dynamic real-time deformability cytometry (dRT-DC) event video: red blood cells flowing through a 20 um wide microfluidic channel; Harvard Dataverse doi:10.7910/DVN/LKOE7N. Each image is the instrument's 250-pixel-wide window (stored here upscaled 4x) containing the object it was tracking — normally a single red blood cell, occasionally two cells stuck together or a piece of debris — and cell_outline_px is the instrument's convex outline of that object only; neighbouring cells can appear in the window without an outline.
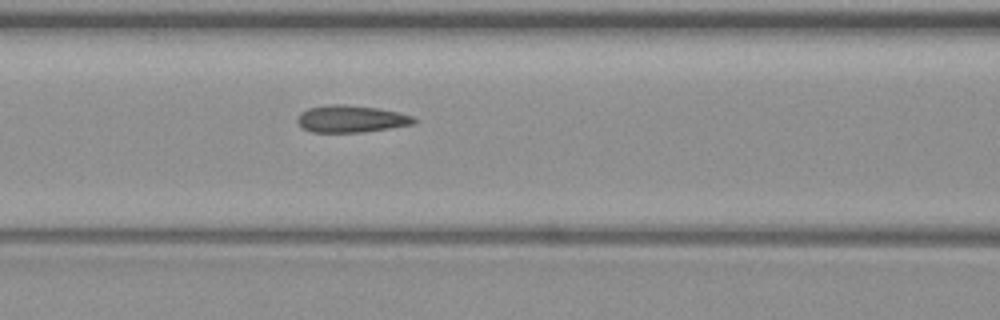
{"species": "common noctule bat (a hibernating species)", "species_latin": "Nyctalus noctula", "temperature_condition": "warm", "stored_images_in_passage": 4, "camera_frame_rate_fps": 3000, "um_per_image_px": 0.085, "animal": {"sex": "female", "body_mass_g": 19.3, "forearm_length_mm": 54.1}, "frame": {"image": 1, "passage_image": 3, "time_ms": 3.0, "image_size_px": [1000, 320], "cell_outline_px": [[416, 124], [364, 132], [312, 132], [304, 128], [296, 120], [296, 116], [300, 112], [308, 108], [328, 104], [344, 104], [380, 108], [400, 112], [412, 116], [416, 120]], "centroid_in_image_um": [29.85, 10.09], "position_along_channel_um": 136.7, "area_um2": 18.61}}